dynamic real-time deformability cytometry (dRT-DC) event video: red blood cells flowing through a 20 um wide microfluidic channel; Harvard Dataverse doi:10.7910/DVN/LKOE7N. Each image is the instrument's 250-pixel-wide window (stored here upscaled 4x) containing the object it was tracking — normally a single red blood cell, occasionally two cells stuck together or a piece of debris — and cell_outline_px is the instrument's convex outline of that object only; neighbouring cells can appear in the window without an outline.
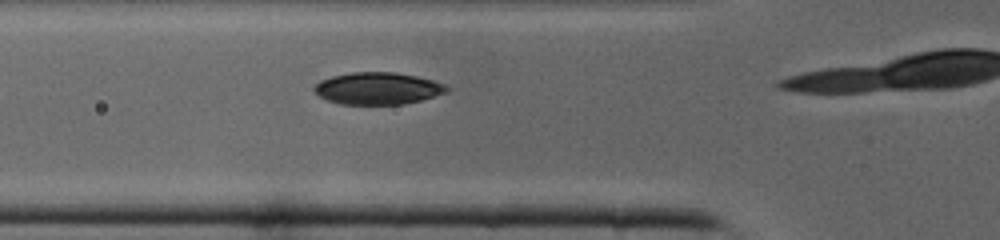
{"species": "common noctule bat (a hibernating species)", "species_latin": "Nyctalus noctula", "temperature_condition": "cold", "stored_images_in_passage": 5, "camera_frame_rate_fps": 3000, "um_per_image_px": 0.085, "animal": {"sex": "male", "body_mass_g": 19.0, "forearm_length_mm": 50.8}, "frame": {"image": 1, "passage_image": 2, "time_ms": 0.333, "image_size_px": [1000, 240], "cell_outline_px": [[448, 88], [444, 92], [420, 100], [404, 104], [340, 104], [328, 100], [320, 96], [312, 88], [320, 80], [332, 76], [352, 72], [396, 72], [416, 76], [432, 80], [444, 84]], "centroid_in_image_um": [32.06, 7.5], "position_along_channel_um": 93.7, "area_um2": 24.45}}
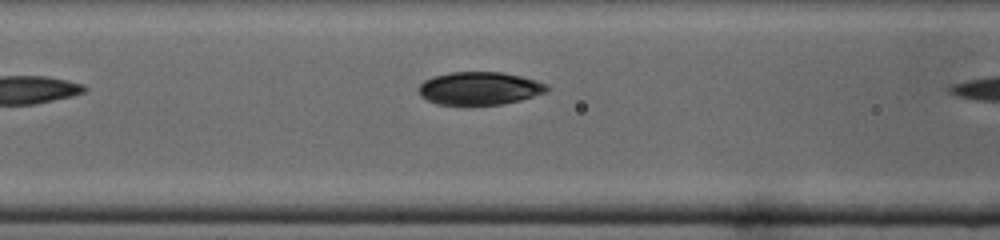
{"frame": {"image": 2, "passage_image": 4, "time_ms": 1.0, "image_size_px": [1000, 240], "cell_outline_px": [[548, 92], [520, 100], [500, 104], [468, 108], [436, 104], [420, 96], [420, 84], [424, 80], [448, 72], [504, 72], [520, 76], [548, 84]], "centroid_in_image_um": [40.74, 7.55], "position_along_channel_um": 125.9, "area_um2": 25.32}}